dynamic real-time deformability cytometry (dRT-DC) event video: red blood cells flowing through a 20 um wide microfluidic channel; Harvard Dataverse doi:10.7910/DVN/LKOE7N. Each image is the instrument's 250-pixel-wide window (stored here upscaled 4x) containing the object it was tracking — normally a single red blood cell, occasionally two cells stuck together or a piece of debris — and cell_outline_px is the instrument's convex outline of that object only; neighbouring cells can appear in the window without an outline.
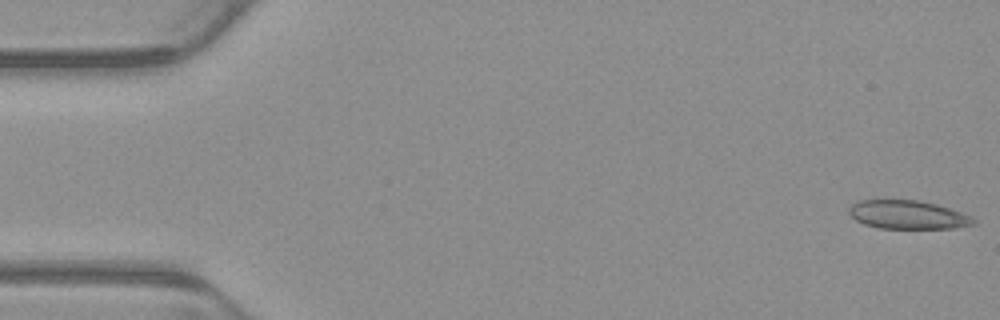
{"species": "common noctule bat (a hibernating species)", "species_latin": "Nyctalus noctula", "temperature_condition": "warm", "stored_images_in_passage": 2, "camera_frame_rate_fps": 3000, "um_per_image_px": 0.085, "animal": {"sex": "male", "body_mass_g": 23.1, "forearm_length_mm": 52.7}, "frame": {"image": 1, "passage_image": 1, "time_ms": 0.0, "image_size_px": [1000, 320], "cell_outline_px": [[976, 224], [952, 228], [880, 228], [864, 224], [856, 220], [848, 212], [848, 208], [852, 204], [860, 200], [920, 200], [936, 204], [972, 216], [976, 220]], "centroid_in_image_um": [77.16, 18.25], "position_along_channel_um": 7.8, "area_um2": 20.63}}